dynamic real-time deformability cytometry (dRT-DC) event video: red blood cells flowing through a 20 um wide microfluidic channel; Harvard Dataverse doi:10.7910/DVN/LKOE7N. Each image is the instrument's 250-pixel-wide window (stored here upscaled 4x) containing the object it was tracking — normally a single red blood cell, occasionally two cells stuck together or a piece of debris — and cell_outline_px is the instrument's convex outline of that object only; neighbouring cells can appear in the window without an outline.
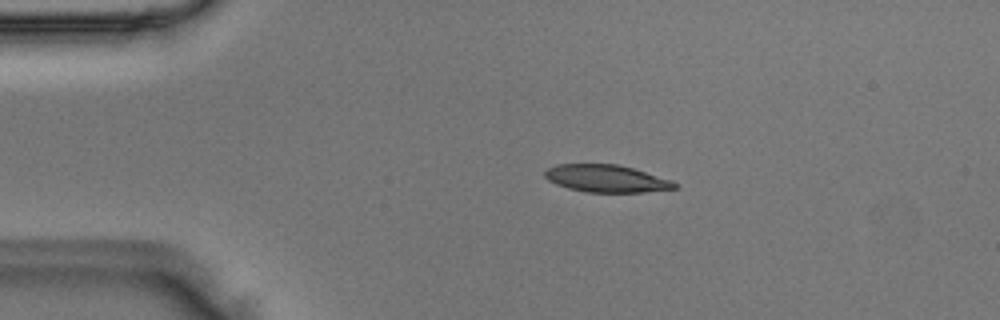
{"species": "Egyptian fruit bat (a non-hibernating species)", "species_latin": "Rousettus aegyptiacus", "temperature_condition": "room temperature", "stored_images_in_passage": 42, "camera_frame_rate_fps": 3000, "um_per_image_px": 0.085, "animal": {"sex": "male"}, "frame": {"image": 1, "passage_image": 2, "time_ms": 0.333, "image_size_px": [1000, 320], "cell_outline_px": [[680, 184], [676, 188], [644, 192], [588, 192], [568, 188], [556, 184], [548, 180], [544, 176], [544, 172], [548, 168], [556, 164], [616, 164], [632, 168], [672, 180]], "centroid_in_image_um": [51.54, 15.17], "position_along_channel_um": 33.5, "area_um2": 20.63}}
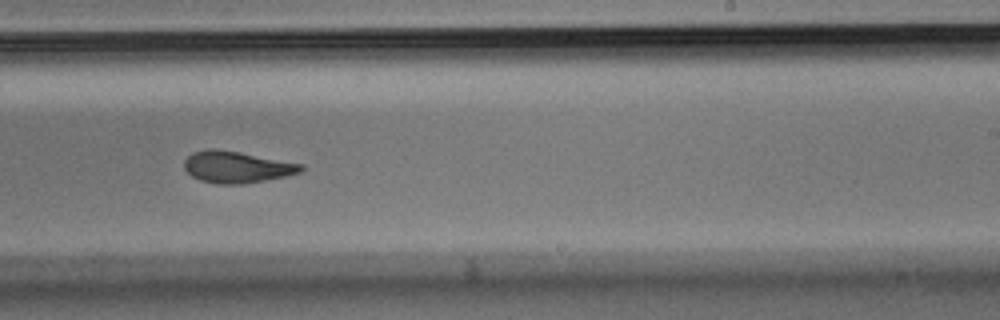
{"frame": {"image": 2, "passage_image": 23, "time_ms": 7.333, "image_size_px": [1000, 320], "cell_outline_px": [[304, 168], [300, 172], [288, 176], [244, 184], [216, 184], [200, 180], [192, 176], [184, 168], [184, 160], [192, 152], [208, 148], [212, 148], [240, 152], [304, 164]], "centroid_in_image_um": [20.13, 14.2], "position_along_channel_um": 268.9, "area_um2": 21.68}}
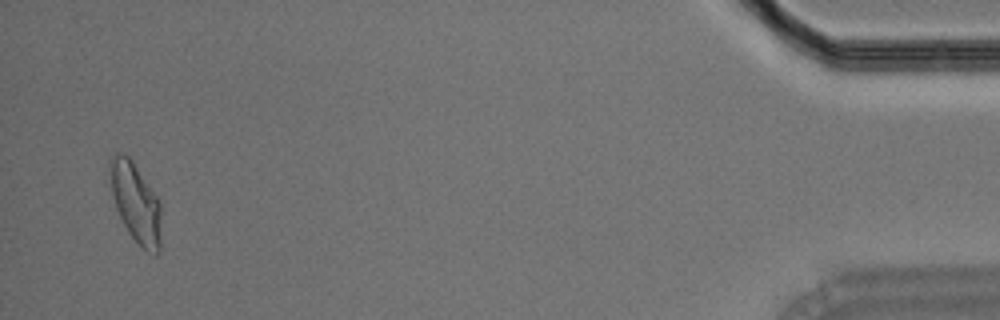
{"frame": {"image": 3, "passage_image": 41, "time_ms": 13.333, "image_size_px": [1000, 320], "cell_outline_px": [[160, 252], [156, 256], [148, 252], [128, 232], [116, 208], [112, 192], [112, 156], [116, 152], [120, 152], [128, 156], [132, 160], [160, 200]], "centroid_in_image_um": [11.59, 17.26], "position_along_channel_um": 423.6, "area_um2": 23.12}}